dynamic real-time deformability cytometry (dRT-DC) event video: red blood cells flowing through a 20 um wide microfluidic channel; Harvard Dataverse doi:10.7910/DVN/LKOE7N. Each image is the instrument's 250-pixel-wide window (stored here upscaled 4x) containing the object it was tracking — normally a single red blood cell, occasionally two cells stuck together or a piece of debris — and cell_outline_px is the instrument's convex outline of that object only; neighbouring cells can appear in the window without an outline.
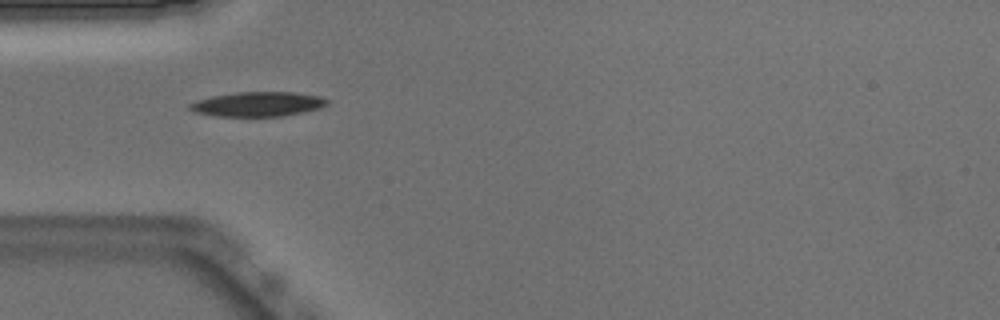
{"species": "Egyptian fruit bat (a non-hibernating species)", "species_latin": "Rousettus aegyptiacus", "temperature_condition": "warm", "stored_images_in_passage": 37, "camera_frame_rate_fps": 3000, "um_per_image_px": 0.085, "animal": {"sex": "male"}, "frame": {"image": 1, "passage_image": 1, "time_ms": 0.0, "image_size_px": [1000, 320], "cell_outline_px": [[328, 104], [320, 108], [304, 112], [284, 116], [216, 116], [196, 112], [188, 108], [188, 104], [196, 100], [212, 96], [236, 92], [292, 92], [316, 96], [328, 100]], "centroid_in_image_um": [21.89, 8.85], "position_along_channel_um": 63.1, "area_um2": 19.59}}
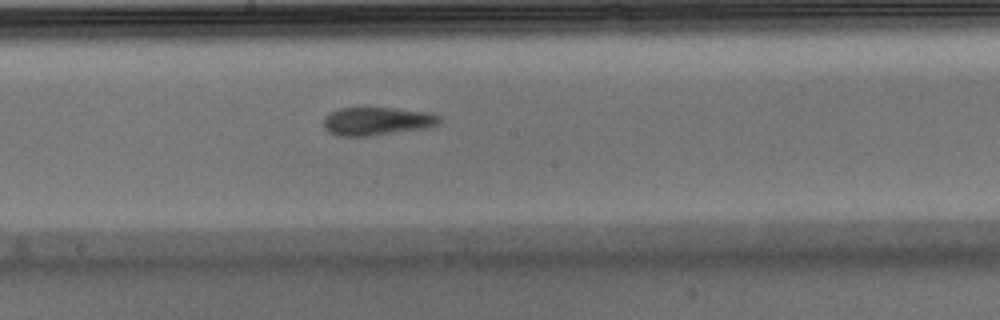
{"frame": {"image": 2, "passage_image": 13, "time_ms": 4.0, "image_size_px": [1000, 320], "cell_outline_px": [[440, 124], [428, 128], [372, 136], [340, 136], [328, 132], [324, 128], [324, 120], [332, 112], [340, 108], [392, 108], [428, 112], [440, 116]], "centroid_in_image_um": [32.09, 10.32], "position_along_channel_um": 216.1, "area_um2": 19.02}}
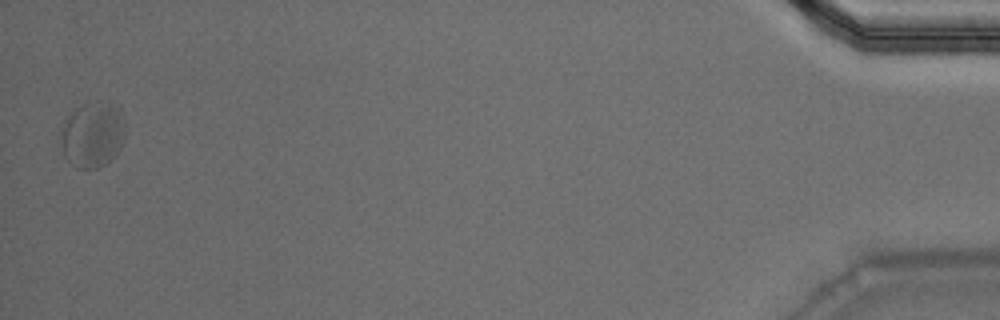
{"frame": {"image": 3, "passage_image": 37, "time_ms": 12.0, "image_size_px": [1000, 320], "cell_outline_px": [[124, 140], [116, 156], [112, 160], [96, 168], [76, 168], [64, 156], [60, 132], [60, 128], [64, 120], [76, 108], [84, 104], [88, 104], [120, 108], [124, 112]], "centroid_in_image_um": [7.87, 11.51], "position_along_channel_um": 427.3, "area_um2": 24.28}, "authors_computed_cell_mechanics": {"area_um2": 19.7676, "velocity_mm_per_s": 3.8201, "shape_relaxation_time_tau1_ms": 7.4487, "shape_relaxation_time_tau2_ms": 1.5002, "deformation_change_tau1": 0.1597, "deformation_change_tau2": 0.0774}}